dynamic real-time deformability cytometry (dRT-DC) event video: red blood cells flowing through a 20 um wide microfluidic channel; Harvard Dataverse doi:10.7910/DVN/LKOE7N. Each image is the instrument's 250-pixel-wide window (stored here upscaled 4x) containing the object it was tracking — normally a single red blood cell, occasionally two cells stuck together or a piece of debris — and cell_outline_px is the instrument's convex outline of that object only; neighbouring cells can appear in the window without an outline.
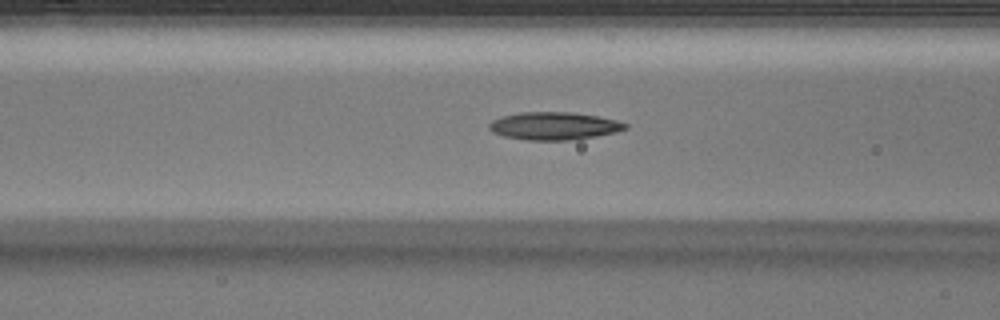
{"species": "Egyptian fruit bat (a non-hibernating species)", "species_latin": "Rousettus aegyptiacus", "temperature_condition": "warm", "stored_images_in_passage": 29, "camera_frame_rate_fps": 3000, "um_per_image_px": 0.085, "animal": {"sex": "male"}, "frame": {"image": 1, "passage_image": 9, "time_ms": 2.667, "image_size_px": [1000, 320], "cell_outline_px": [[628, 128], [616, 132], [596, 136], [568, 140], [528, 140], [504, 136], [488, 128], [488, 124], [492, 120], [500, 116], [520, 112], [572, 112], [596, 116], [616, 120], [628, 124]], "centroid_in_image_um": [47.09, 10.69], "position_along_channel_um": 119.5, "area_um2": 21.91}}
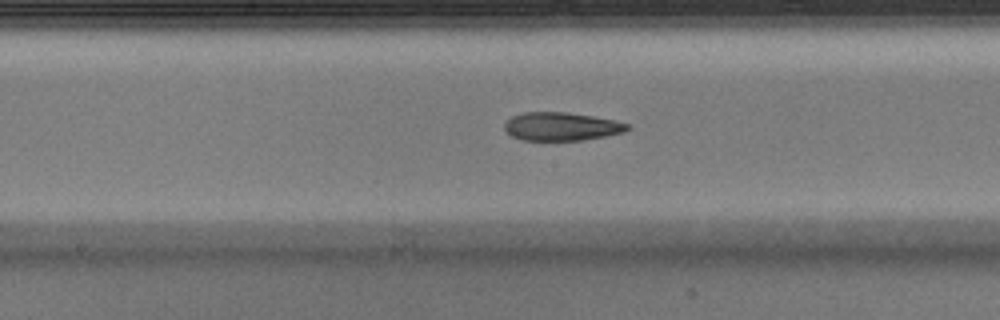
{"frame": {"image": 2, "passage_image": 15, "time_ms": 4.667, "image_size_px": [1000, 320], "cell_outline_px": [[628, 128], [624, 132], [604, 136], [580, 140], [520, 140], [512, 136], [504, 128], [504, 124], [512, 116], [524, 112], [564, 112], [592, 116], [612, 120], [628, 124]], "centroid_in_image_um": [47.67, 10.75], "position_along_channel_um": 200.5, "area_um2": 19.94}}
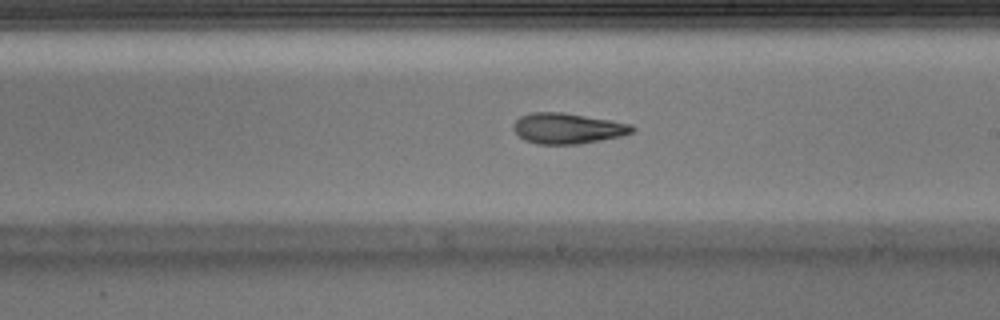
{"frame": {"image": 3, "passage_image": 18, "time_ms": 5.667, "image_size_px": [1000, 320], "cell_outline_px": [[636, 128], [632, 132], [620, 136], [580, 144], [536, 144], [524, 140], [512, 128], [512, 124], [520, 116], [532, 112], [560, 112], [612, 120], [632, 124]], "centroid_in_image_um": [48.23, 10.91], "position_along_channel_um": 240.8, "area_um2": 21.21}}